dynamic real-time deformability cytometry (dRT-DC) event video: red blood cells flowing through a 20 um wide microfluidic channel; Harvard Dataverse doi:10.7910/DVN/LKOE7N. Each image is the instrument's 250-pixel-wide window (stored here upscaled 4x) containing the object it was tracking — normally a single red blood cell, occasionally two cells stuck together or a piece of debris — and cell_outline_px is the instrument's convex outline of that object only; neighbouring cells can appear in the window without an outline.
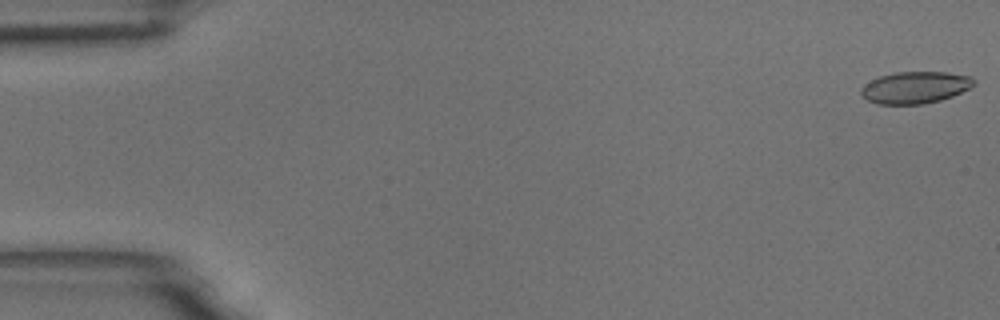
{"species": "common noctule bat (a hibernating species)", "species_latin": "Nyctalus noctula", "temperature_condition": "room temperature", "stored_images_in_passage": 57, "camera_frame_rate_fps": 3000, "um_per_image_px": 0.085, "animal": {"sex": "male", "body_mass_g": 18.8}, "frame": {"image": 1, "passage_image": 1, "time_ms": 0.0, "image_size_px": [1000, 320], "cell_outline_px": [[976, 84], [952, 96], [940, 100], [924, 104], [876, 104], [868, 100], [860, 92], [860, 88], [864, 84], [880, 76], [896, 72], [944, 72], [972, 76], [976, 80]], "centroid_in_image_um": [77.8, 7.43], "position_along_channel_um": 7.2, "area_um2": 20.92}}
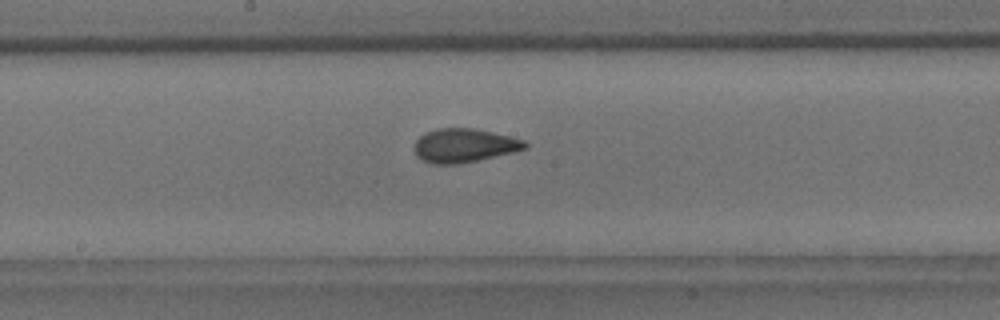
{"frame": {"image": 2, "passage_image": 30, "time_ms": 9.667, "image_size_px": [1000, 320], "cell_outline_px": [[528, 148], [512, 152], [476, 160], [456, 164], [432, 164], [420, 160], [416, 156], [416, 140], [424, 132], [436, 128], [476, 128], [524, 140], [528, 144]], "centroid_in_image_um": [39.43, 12.36], "position_along_channel_um": 208.8, "area_um2": 21.68}}
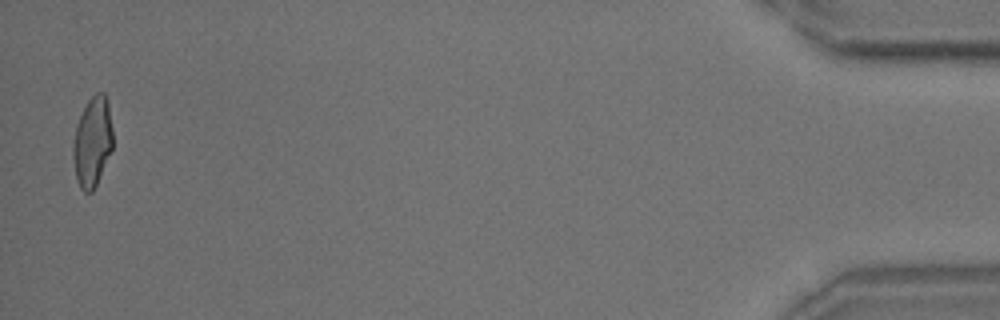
{"frame": {"image": 3, "passage_image": 56, "time_ms": 18.333, "image_size_px": [1000, 320], "cell_outline_px": [[112, 148], [96, 184], [92, 192], [84, 192], [80, 188], [76, 180], [72, 156], [72, 144], [76, 128], [80, 116], [88, 100], [96, 92], [104, 92], [108, 100], [112, 128]], "centroid_in_image_um": [7.84, 12.05], "position_along_channel_um": 427.4, "area_um2": 20.75}, "authors_computed_cell_mechanics": {"area_um2": 21.4438, "velocity_mm_per_s": 3.5652, "shape_relaxation_time_tau1_ms": 7.6349, "shape_relaxation_time_tau2_ms": 1.1467, "deformation_change_tau1": 0.1895, "deformation_change_tau2": 0.0747}}